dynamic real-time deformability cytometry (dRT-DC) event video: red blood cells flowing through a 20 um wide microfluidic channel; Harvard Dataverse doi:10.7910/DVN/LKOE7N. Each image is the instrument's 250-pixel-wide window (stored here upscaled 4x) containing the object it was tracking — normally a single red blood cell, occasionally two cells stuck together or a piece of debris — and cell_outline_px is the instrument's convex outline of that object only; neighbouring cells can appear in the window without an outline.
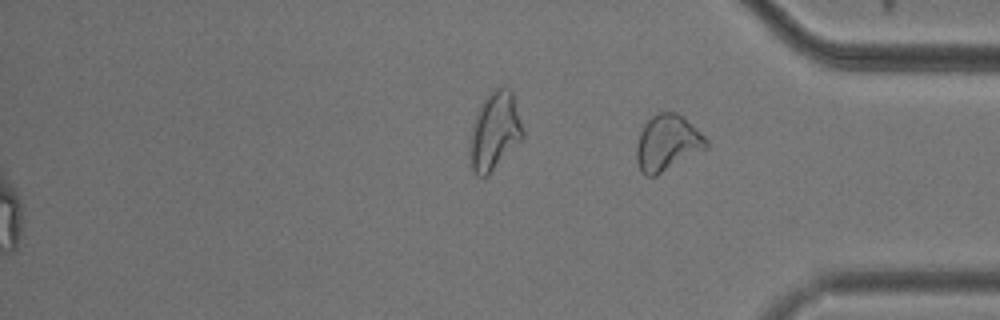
{"species": "common noctule bat (a hibernating species)", "species_latin": "Nyctalus noctula", "temperature_condition": "cold", "stored_images_in_passage": 55, "segment_of_instrument_passage": [2, 2], "camera_frame_rate_fps": 3000, "um_per_image_px": 0.085, "animal": {"sex": "male", "body_mass_g": 20.5, "forearm_length_mm": 52.5}, "frame": {"image": 1, "passage_image": 55, "time_ms": 18.0, "image_size_px": [1000, 320], "cell_outline_px": [[708, 148], [656, 176], [648, 176], [640, 172], [636, 160], [636, 144], [640, 132], [644, 124], [656, 112], [676, 112], [684, 116], [708, 140]], "centroid_in_image_um": [56.72, 12.15], "position_along_channel_um": 378.5, "area_um2": 23.0}}